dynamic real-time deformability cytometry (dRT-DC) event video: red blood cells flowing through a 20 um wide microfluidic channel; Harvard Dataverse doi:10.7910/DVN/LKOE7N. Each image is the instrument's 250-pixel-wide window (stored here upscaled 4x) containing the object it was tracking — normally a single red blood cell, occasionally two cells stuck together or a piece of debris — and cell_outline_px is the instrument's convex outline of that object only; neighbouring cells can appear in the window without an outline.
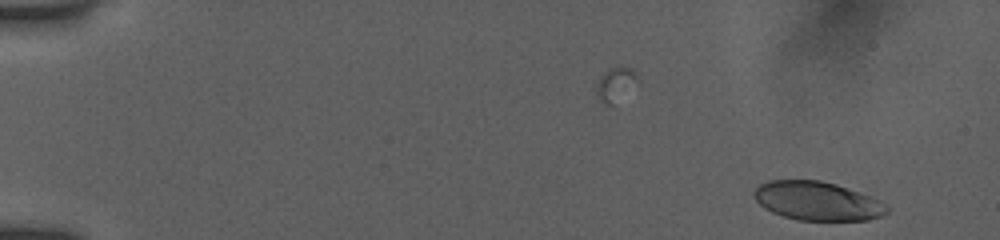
{"species": "human", "species_latin": "Homo sapiens", "temperature_condition": "room temperature", "stored_images_in_passage": 51, "camera_frame_rate_fps": 3000, "um_per_image_px": 0.085, "donor": {"sex": "female"}, "frame": {"image": 1, "passage_image": 1, "time_ms": 0.0, "image_size_px": [1000, 240], "cell_outline_px": [[888, 212], [880, 216], [868, 220], [796, 220], [772, 212], [764, 208], [752, 196], [752, 192], [760, 184], [768, 180], [820, 180], [836, 184], [868, 196], [888, 204]], "centroid_in_image_um": [69.44, 17.08], "position_along_channel_um": 15.6, "area_um2": 29.94}}
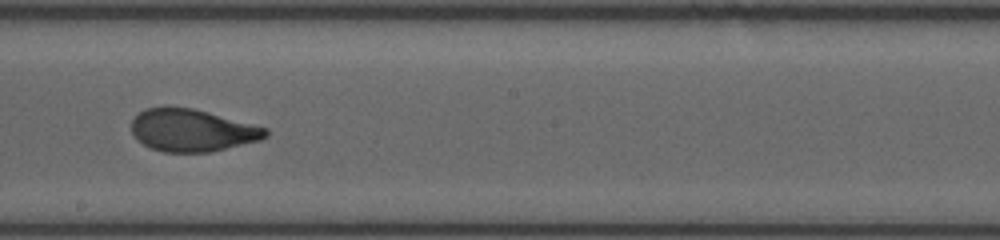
{"frame": {"image": 2, "passage_image": 29, "time_ms": 9.333, "image_size_px": [1000, 240], "cell_outline_px": [[268, 136], [260, 140], [208, 152], [164, 152], [152, 148], [136, 140], [132, 132], [132, 120], [144, 108], [192, 108], [208, 112], [268, 128]], "centroid_in_image_um": [16.33, 11.09], "position_along_channel_um": 231.9, "area_um2": 32.66}}
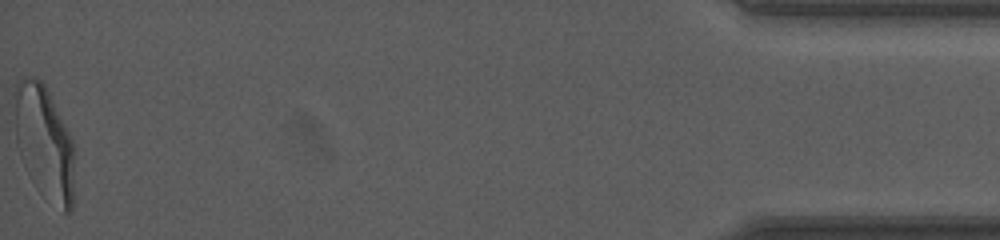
{"frame": {"image": 3, "passage_image": 51, "time_ms": 16.667, "image_size_px": [1000, 240], "cell_outline_px": [[72, 208], [68, 212], [64, 212], [16, 140], [12, 92], [16, 80], [24, 76], [36, 76], [44, 84], [72, 140]], "centroid_in_image_um": [3.74, 11.7], "position_along_channel_um": 431.5, "area_um2": 35.72}, "authors_computed_cell_mechanics": {"area_um2": 33.5818, "velocity_mm_per_s": 3.895, "shape_relaxation_time_tau1_ms": 3.9703, "shape_relaxation_time_tau2_ms": 0.9181, "deformation_change_tau1": 0.1678, "deformation_change_tau2": 0.0713}}